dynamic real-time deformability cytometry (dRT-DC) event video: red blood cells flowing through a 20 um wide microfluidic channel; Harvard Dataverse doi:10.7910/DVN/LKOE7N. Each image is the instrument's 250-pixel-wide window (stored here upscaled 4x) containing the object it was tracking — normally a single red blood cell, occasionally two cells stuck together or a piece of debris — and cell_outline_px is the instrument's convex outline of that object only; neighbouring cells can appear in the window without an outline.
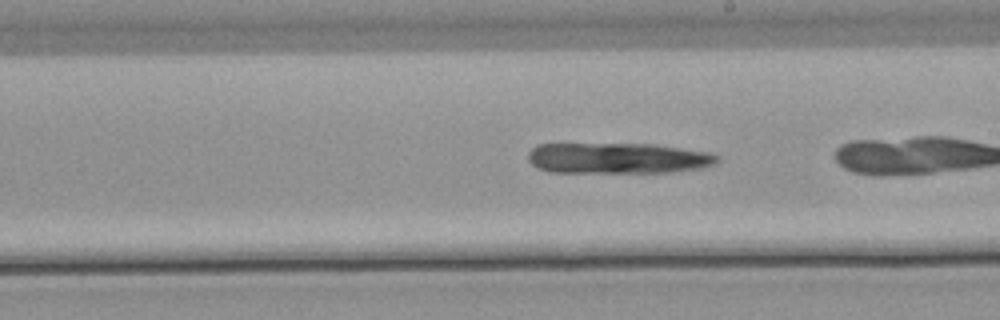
{"species": "common noctule bat (a hibernating species)", "species_latin": "Nyctalus noctula", "temperature_condition": "warm", "stored_images_in_passage": 39, "camera_frame_rate_fps": 3000, "um_per_image_px": 0.085, "animal": {"sex": "male", "body_mass_g": 21.5, "forearm_length_mm": 52.0}, "frame": {"image": 1, "passage_image": 28, "time_ms": 9.0, "image_size_px": [1000, 320], "cell_outline_px": [[720, 160], [716, 164], [700, 168], [668, 172], [548, 172], [536, 168], [528, 160], [528, 152], [536, 144], [652, 144], [708, 152], [720, 156]], "centroid_in_image_um": [52.49, 13.45], "position_along_channel_um": 236.5, "area_um2": 34.04}}